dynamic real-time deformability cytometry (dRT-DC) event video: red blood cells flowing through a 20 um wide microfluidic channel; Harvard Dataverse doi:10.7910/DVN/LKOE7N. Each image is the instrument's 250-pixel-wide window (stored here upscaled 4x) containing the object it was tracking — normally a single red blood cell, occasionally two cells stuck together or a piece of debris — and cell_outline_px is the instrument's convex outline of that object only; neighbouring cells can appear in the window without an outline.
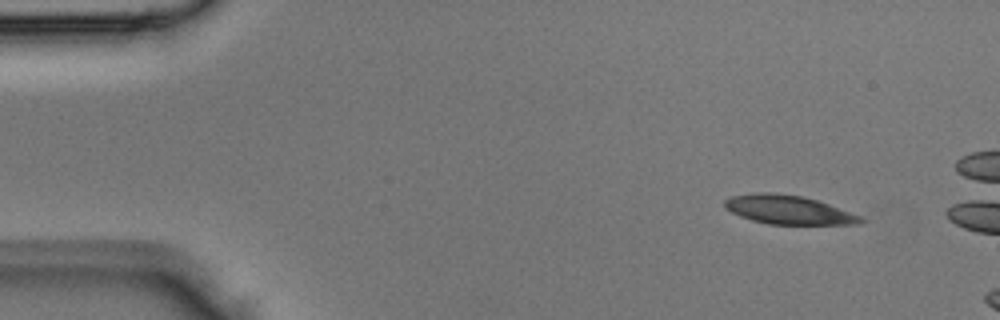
{"species": "Egyptian fruit bat (a non-hibernating species)", "species_latin": "Rousettus aegyptiacus", "temperature_condition": "room temperature", "stored_images_in_passage": 3, "camera_frame_rate_fps": 3000, "um_per_image_px": 0.085, "animal": {"sex": "male"}, "frame": {"image": 1, "passage_image": 1, "time_ms": 0.0, "image_size_px": [1000, 320], "cell_outline_px": [[864, 220], [860, 224], [768, 224], [752, 220], [740, 216], [724, 208], [724, 200], [732, 196], [752, 192], [772, 192], [800, 196], [816, 200], [828, 204], [860, 216]], "centroid_in_image_um": [66.95, 17.82], "position_along_channel_um": 18.1, "area_um2": 22.66}}